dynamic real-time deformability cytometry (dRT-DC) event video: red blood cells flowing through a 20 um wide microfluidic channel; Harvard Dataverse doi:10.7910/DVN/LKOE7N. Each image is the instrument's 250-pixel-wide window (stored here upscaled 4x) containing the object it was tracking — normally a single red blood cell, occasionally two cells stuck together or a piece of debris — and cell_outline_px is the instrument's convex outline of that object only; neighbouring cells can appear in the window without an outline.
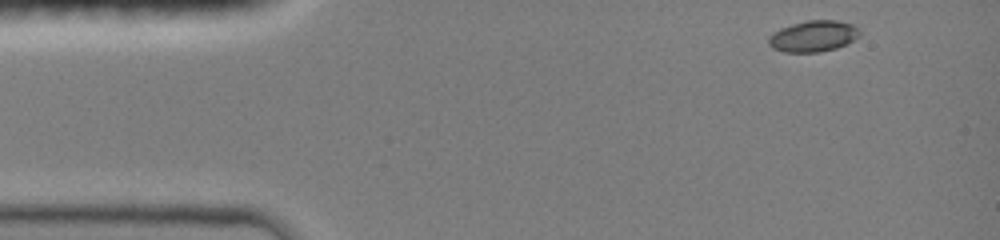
{"species": "common noctule bat (a hibernating species)", "species_latin": "Nyctalus noctula", "temperature_condition": "room temperature", "stored_images_in_passage": 40, "camera_frame_rate_fps": 3000, "um_per_image_px": 0.085, "animal": {"sex": "female", "body_mass_g": 19.0, "forearm_length_mm": 51.5}, "frame": {"image": 1, "passage_image": 1, "time_ms": 0.0, "image_size_px": [1000, 240], "cell_outline_px": [[860, 36], [836, 48], [816, 52], [784, 52], [772, 48], [768, 44], [768, 36], [772, 32], [780, 28], [792, 24], [808, 20], [836, 20], [852, 24], [860, 28]], "centroid_in_image_um": [69.1, 3.06], "position_along_channel_um": 15.9, "area_um2": 16.59}}
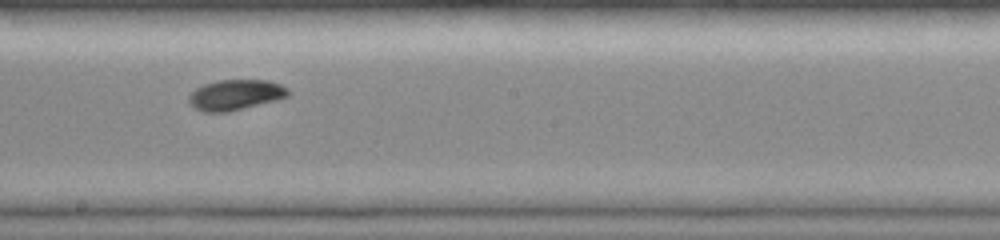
{"frame": {"image": 2, "passage_image": 23, "time_ms": 7.333, "image_size_px": [1000, 240], "cell_outline_px": [[288, 96], [276, 100], [228, 112], [204, 112], [188, 104], [188, 96], [196, 88], [204, 84], [216, 80], [268, 80], [280, 84], [288, 88]], "centroid_in_image_um": [19.98, 8.06], "position_along_channel_um": 228.2, "area_um2": 17.63}}
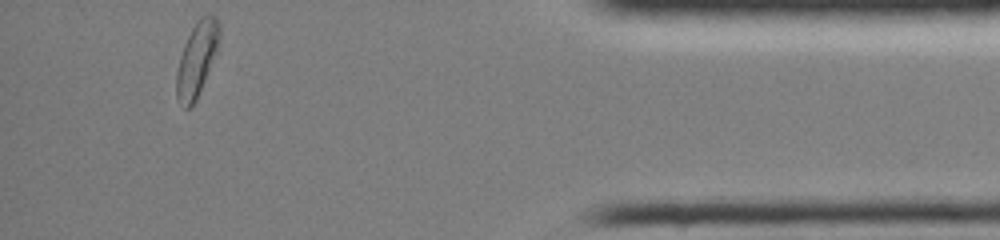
{"frame": {"image": 3, "passage_image": 40, "time_ms": 13.0, "image_size_px": [1000, 240], "cell_outline_px": [[220, 32], [216, 52], [196, 100], [192, 108], [184, 108], [176, 96], [176, 72], [180, 56], [184, 44], [192, 28], [200, 16], [208, 12], [220, 24]], "centroid_in_image_um": [16.71, 5.02], "position_along_channel_um": 418.5, "area_um2": 18.32}, "authors_computed_cell_mechanics": {"area_um2": 17.2822, "velocity_mm_per_s": 4.0507, "shape_relaxation_time_tau1_ms": 2.4368, "shape_relaxation_time_tau2_ms": 7.9335, "deformation_change_tau1": 0.1175, "deformation_change_tau2": 0.1112}}